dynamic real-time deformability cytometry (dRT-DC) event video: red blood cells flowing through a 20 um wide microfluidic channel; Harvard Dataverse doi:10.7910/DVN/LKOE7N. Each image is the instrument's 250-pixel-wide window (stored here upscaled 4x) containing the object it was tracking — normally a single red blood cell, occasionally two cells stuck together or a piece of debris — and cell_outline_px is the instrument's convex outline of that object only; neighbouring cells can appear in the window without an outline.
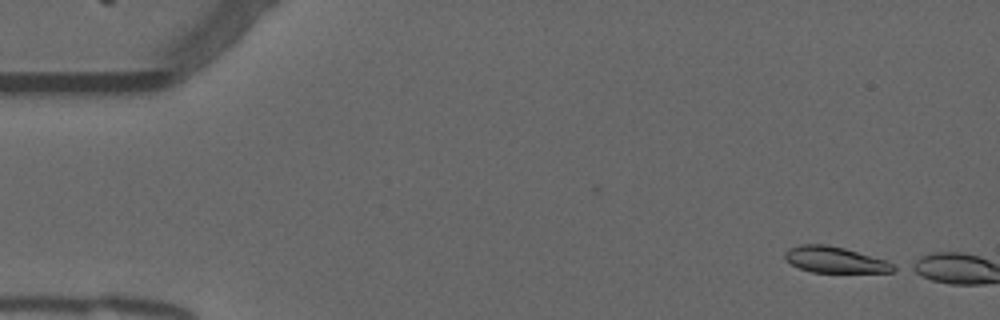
{"species": "common noctule bat (a hibernating species)", "species_latin": "Nyctalus noctula", "temperature_condition": "warm", "stored_images_in_passage": 2, "camera_frame_rate_fps": 3000, "um_per_image_px": 0.085, "animal": {"sex": "male", "forearm_length_mm": 52.5}, "frame": {"image": 1, "passage_image": 2, "time_ms": 0.333, "image_size_px": [1000, 320], "cell_outline_px": [[900, 268], [892, 272], [812, 272], [800, 268], [792, 264], [784, 256], [784, 252], [788, 248], [800, 244], [828, 244], [844, 248], [884, 260], [896, 264]], "centroid_in_image_um": [70.99, 22.07], "position_along_channel_um": 14.0, "area_um2": 16.47}}